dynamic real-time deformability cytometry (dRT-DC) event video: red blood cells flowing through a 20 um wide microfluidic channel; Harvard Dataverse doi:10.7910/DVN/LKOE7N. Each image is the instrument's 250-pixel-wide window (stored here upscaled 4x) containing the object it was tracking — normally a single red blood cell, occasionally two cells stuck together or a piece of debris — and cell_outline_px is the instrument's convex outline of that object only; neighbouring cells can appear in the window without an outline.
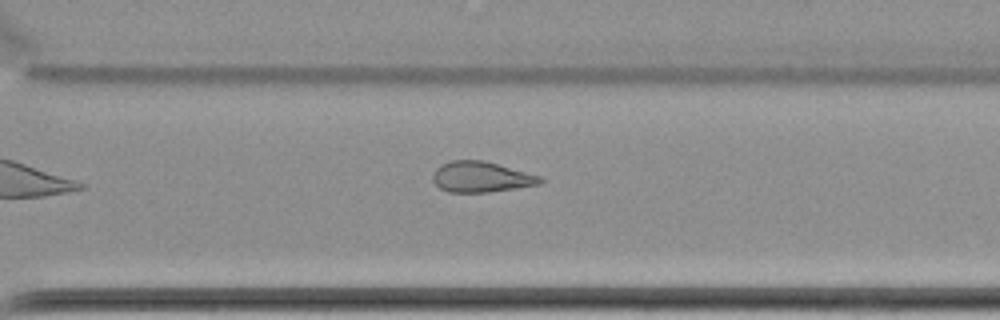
{"species": "common noctule bat (a hibernating species)", "species_latin": "Nyctalus noctula", "temperature_condition": "cold", "stored_images_in_passage": 12, "camera_frame_rate_fps": 3000, "um_per_image_px": 0.085, "animal": {"sex": "female", "body_mass_g": 22.7, "forearm_length_mm": 54.2}, "frame": {"image": 1, "passage_image": 9, "time_ms": 10.667, "image_size_px": [1000, 320], "cell_outline_px": [[544, 180], [540, 184], [516, 188], [488, 192], [448, 192], [440, 188], [432, 180], [432, 176], [436, 168], [440, 164], [452, 160], [484, 160], [540, 176]], "centroid_in_image_um": [40.87, 15.03], "position_along_channel_um": 329.7, "area_um2": 19.13}}
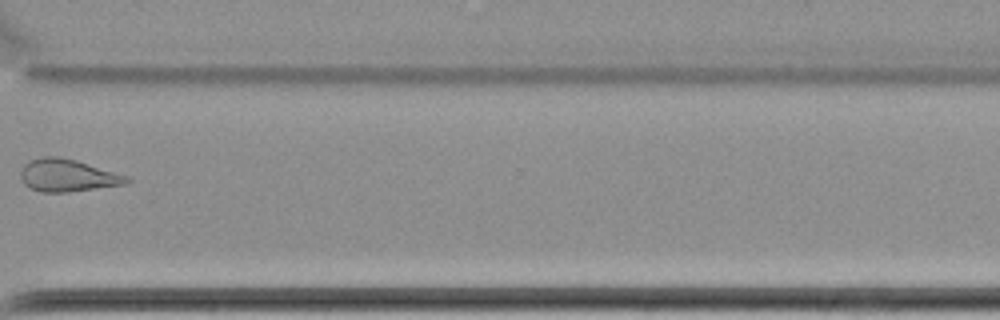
{"frame": {"image": 2, "passage_image": 10, "time_ms": 11.667, "image_size_px": [1000, 320], "cell_outline_px": [[132, 180], [124, 184], [68, 192], [40, 192], [28, 188], [24, 184], [20, 176], [20, 168], [28, 160], [44, 156], [60, 156], [76, 160], [128, 176]], "centroid_in_image_um": [5.68, 14.9], "position_along_channel_um": 364.9, "area_um2": 20.17}, "authors_computed_cell_mechanics": {"area_um2": 20.2878, "velocity_mm_per_s": 3.4531, "shape_relaxation_time_tau1_ms": null, "shape_relaxation_time_tau2_ms": 4.4217, "deformation_change_tau1": null, "deformation_change_tau2": 0.0676}}